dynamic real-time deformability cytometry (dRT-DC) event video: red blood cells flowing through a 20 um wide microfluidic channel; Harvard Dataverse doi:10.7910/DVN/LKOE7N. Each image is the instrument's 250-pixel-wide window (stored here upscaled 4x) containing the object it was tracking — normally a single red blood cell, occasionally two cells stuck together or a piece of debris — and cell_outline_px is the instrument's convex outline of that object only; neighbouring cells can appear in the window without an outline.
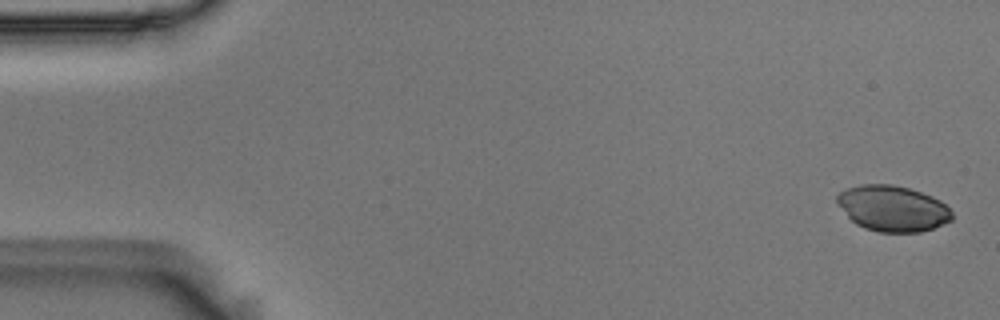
{"species": "Egyptian fruit bat (a non-hibernating species)", "species_latin": "Rousettus aegyptiacus", "temperature_condition": "room temperature", "stored_images_in_passage": 4, "camera_frame_rate_fps": 3000, "um_per_image_px": 0.085, "animal": {"sex": "male"}, "frame": {"image": 1, "passage_image": 1, "time_ms": 0.0, "image_size_px": [1000, 320], "cell_outline_px": [[952, 220], [944, 224], [920, 232], [880, 232], [864, 228], [856, 224], [836, 204], [836, 196], [840, 192], [848, 188], [860, 184], [892, 184], [908, 188], [932, 196], [940, 200], [952, 212]], "centroid_in_image_um": [75.86, 17.71], "position_along_channel_um": 9.1, "area_um2": 30.63}}
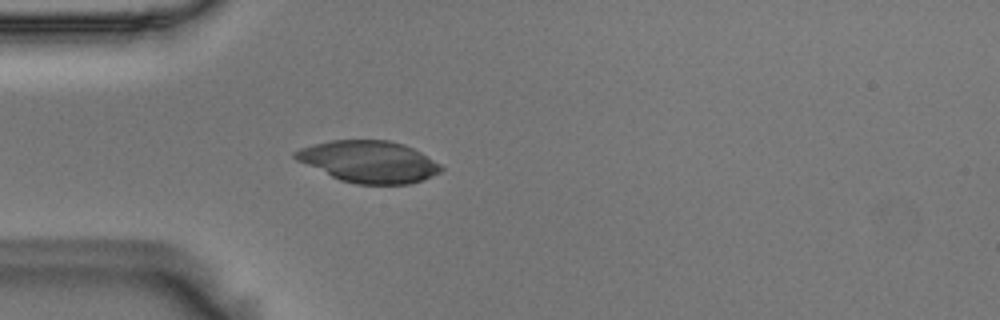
{"frame": {"image": 2, "passage_image": 4, "time_ms": 1.0, "image_size_px": [1000, 320], "cell_outline_px": [[444, 168], [440, 172], [432, 176], [408, 184], [356, 184], [340, 180], [296, 160], [292, 156], [292, 152], [300, 148], [312, 144], [332, 140], [388, 140], [404, 144], [420, 152], [440, 164]], "centroid_in_image_um": [31.32, 13.73], "position_along_channel_um": 53.7, "area_um2": 35.32}}